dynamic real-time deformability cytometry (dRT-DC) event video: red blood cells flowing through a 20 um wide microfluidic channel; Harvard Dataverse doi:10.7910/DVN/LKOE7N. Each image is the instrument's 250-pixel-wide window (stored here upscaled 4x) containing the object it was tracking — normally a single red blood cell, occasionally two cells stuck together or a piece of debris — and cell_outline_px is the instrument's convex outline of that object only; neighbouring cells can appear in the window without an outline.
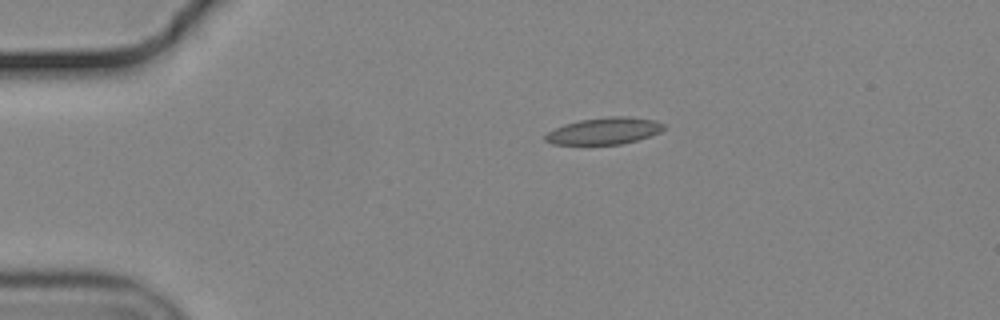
{"species": "common noctule bat (a hibernating species)", "species_latin": "Nyctalus noctula", "temperature_condition": "cold", "stored_images_in_passage": 45, "camera_frame_rate_fps": 3000, "um_per_image_px": 0.085, "animal": {"sex": "male", "body_mass_g": 19.2, "forearm_length_mm": 51.8}, "frame": {"image": 1, "passage_image": 1, "time_ms": 0.0, "image_size_px": [1000, 320], "cell_outline_px": [[664, 128], [660, 132], [636, 140], [620, 144], [552, 144], [544, 140], [544, 136], [548, 132], [564, 124], [580, 120], [608, 116], [628, 116], [656, 120], [664, 124]], "centroid_in_image_um": [51.35, 11.12], "position_along_channel_um": 33.6, "area_um2": 18.38}}
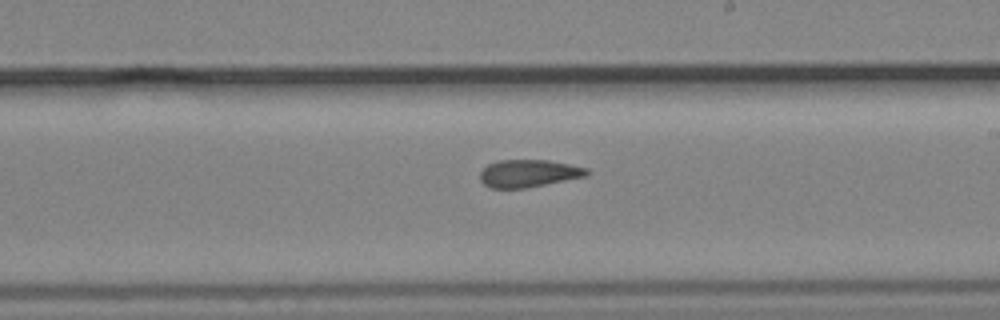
{"frame": {"image": 2, "passage_image": 22, "time_ms": 7.0, "image_size_px": [1000, 320], "cell_outline_px": [[588, 176], [524, 188], [492, 188], [484, 184], [480, 180], [480, 172], [488, 164], [500, 160], [548, 160], [588, 168]], "centroid_in_image_um": [44.93, 14.73], "position_along_channel_um": 244.1, "area_um2": 16.99}}
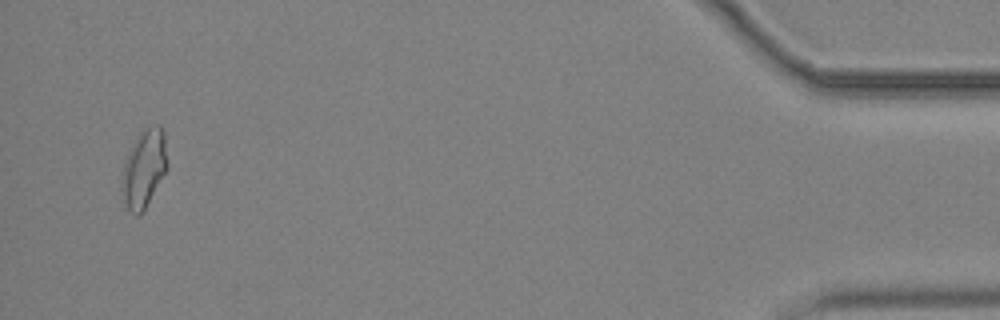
{"frame": {"image": 3, "passage_image": 43, "time_ms": 14.0, "image_size_px": [1000, 320], "cell_outline_px": [[168, 168], [144, 212], [140, 216], [136, 216], [120, 200], [120, 184], [124, 160], [140, 132], [156, 124], [160, 124], [164, 132], [168, 160]], "centroid_in_image_um": [12.23, 14.4], "position_along_channel_um": 423.0, "area_um2": 21.27}, "authors_computed_cell_mechanics": {"area_um2": 17.918, "velocity_mm_per_s": 3.7038, "shape_relaxation_time_tau1_ms": null, "shape_relaxation_time_tau2_ms": 2.4349, "deformation_change_tau1": null, "deformation_change_tau2": 0.0949}}